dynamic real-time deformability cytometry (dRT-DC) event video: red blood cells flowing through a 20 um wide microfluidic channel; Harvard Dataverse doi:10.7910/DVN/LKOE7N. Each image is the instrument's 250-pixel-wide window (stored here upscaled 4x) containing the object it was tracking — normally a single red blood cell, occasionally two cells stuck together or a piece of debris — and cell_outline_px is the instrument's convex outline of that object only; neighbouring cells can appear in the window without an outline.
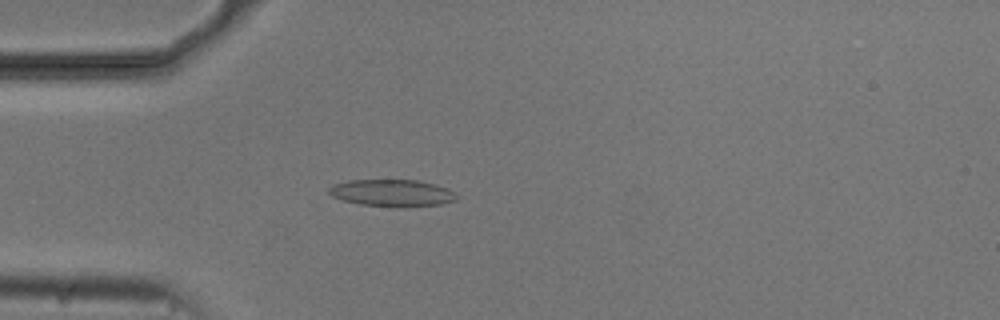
{"species": "common noctule bat (a hibernating species)", "species_latin": "Nyctalus noctula", "temperature_condition": "cold", "stored_images_in_passage": 53, "camera_frame_rate_fps": 3000, "um_per_image_px": 0.085, "animal": {"sex": "male", "body_mass_g": 20.5, "forearm_length_mm": 52.5}, "frame": {"image": 1, "passage_image": 14, "time_ms": 4.333, "image_size_px": [1000, 320], "cell_outline_px": [[460, 196], [456, 200], [440, 204], [396, 208], [360, 204], [344, 200], [332, 196], [328, 192], [328, 188], [332, 184], [348, 180], [416, 180], [436, 184], [448, 188]], "centroid_in_image_um": [33.34, 16.4], "position_along_channel_um": 51.7, "area_um2": 20.35}}
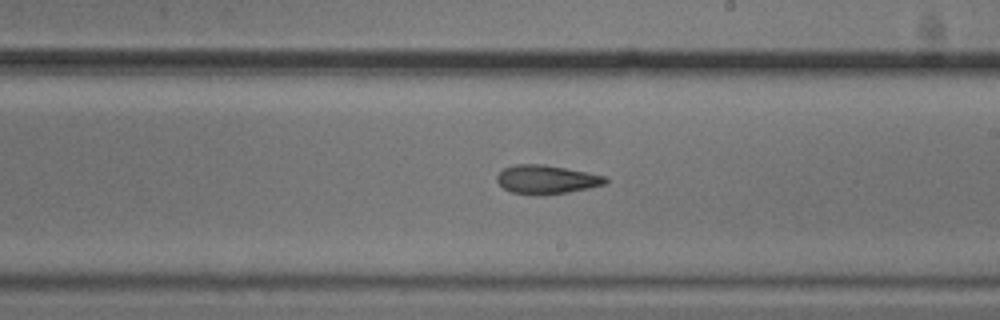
{"frame": {"image": 2, "passage_image": 30, "time_ms": 9.667, "image_size_px": [1000, 320], "cell_outline_px": [[608, 184], [568, 192], [544, 196], [532, 196], [512, 192], [504, 188], [496, 180], [496, 176], [504, 168], [512, 164], [544, 164], [608, 176]], "centroid_in_image_um": [46.47, 15.27], "position_along_channel_um": 242.5, "area_um2": 18.55}}
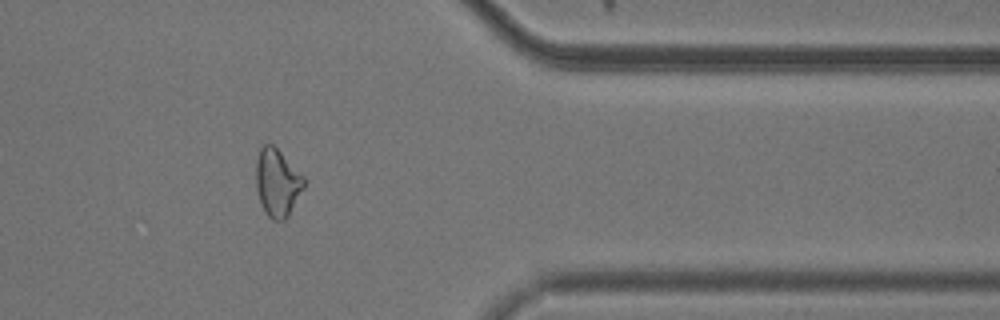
{"frame": {"image": 3, "passage_image": 43, "time_ms": 14.0, "image_size_px": [1000, 320], "cell_outline_px": [[304, 188], [288, 216], [284, 220], [272, 220], [264, 212], [256, 188], [256, 160], [260, 148], [264, 144], [272, 144], [304, 176]], "centroid_in_image_um": [23.56, 15.54], "position_along_channel_um": 387.8, "area_um2": 18.79}, "authors_computed_cell_mechanics": {"area_um2": 19.2474, "velocity_mm_per_s": 3.7303, "shape_relaxation_time_tau1_ms": 4.8815, "shape_relaxation_time_tau2_ms": 3.2788, "deformation_change_tau1": 0.1403, "deformation_change_tau2": 0.1144}}